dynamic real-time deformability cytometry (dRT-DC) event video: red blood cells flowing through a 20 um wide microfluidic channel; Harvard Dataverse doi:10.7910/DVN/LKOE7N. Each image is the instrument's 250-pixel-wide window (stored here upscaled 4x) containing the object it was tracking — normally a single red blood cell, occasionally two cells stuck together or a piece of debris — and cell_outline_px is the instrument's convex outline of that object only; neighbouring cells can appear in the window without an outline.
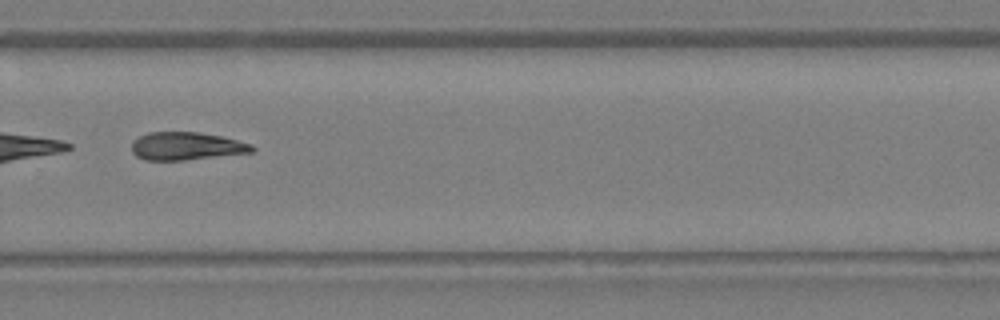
{"species": "Egyptian fruit bat (a non-hibernating species)", "species_latin": "Rousettus aegyptiacus", "temperature_condition": "warm", "stored_images_in_passage": 23, "camera_frame_rate_fps": 3000, "um_per_image_px": 0.085, "animal": {"sex": "female"}, "frame": {"image": 1, "passage_image": 17, "time_ms": 5.333, "image_size_px": [1000, 320], "cell_outline_px": [[256, 148], [252, 152], [184, 160], [144, 160], [136, 156], [132, 152], [132, 140], [148, 132], [200, 132], [220, 136], [252, 144]], "centroid_in_image_um": [15.81, 12.42], "position_along_channel_um": 314.0, "area_um2": 19.54}}